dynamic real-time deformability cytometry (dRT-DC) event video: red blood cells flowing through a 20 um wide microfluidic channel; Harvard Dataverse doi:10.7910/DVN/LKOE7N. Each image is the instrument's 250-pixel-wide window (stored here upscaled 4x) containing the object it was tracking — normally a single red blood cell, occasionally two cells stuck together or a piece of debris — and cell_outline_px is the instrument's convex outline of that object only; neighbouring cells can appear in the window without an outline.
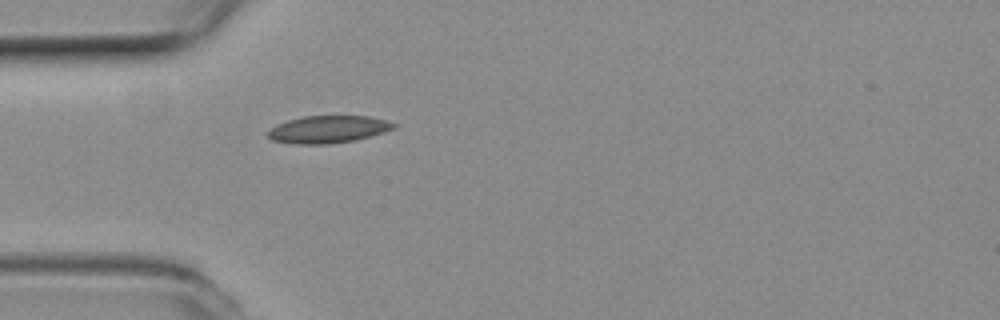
{"species": "common noctule bat (a hibernating species)", "species_latin": "Nyctalus noctula", "temperature_condition": "room temperature", "stored_images_in_passage": 11, "camera_frame_rate_fps": 3000, "um_per_image_px": 0.085, "animal": {"sex": "female", "body_mass_g": 19.3, "forearm_length_mm": 54.1}, "frame": {"image": 1, "passage_image": 1, "time_ms": 0.0, "image_size_px": [1000, 320], "cell_outline_px": [[396, 124], [392, 128], [384, 132], [356, 140], [328, 144], [296, 144], [272, 140], [268, 136], [268, 132], [272, 128], [288, 120], [304, 116], [368, 116], [384, 120]], "centroid_in_image_um": [27.88, 11.0], "position_along_channel_um": 57.1, "area_um2": 19.71}}
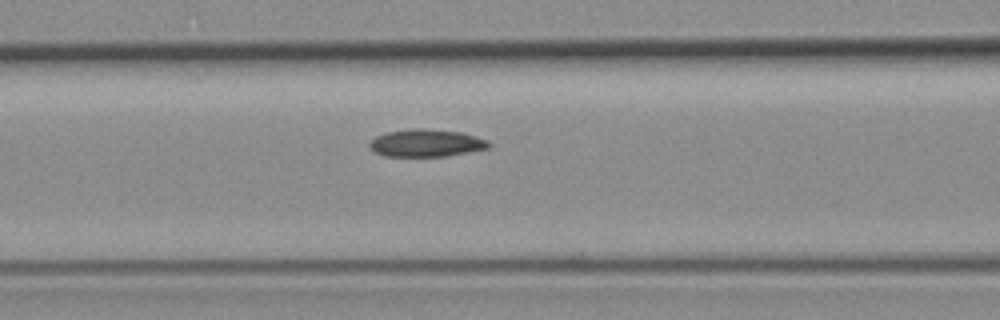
{"frame": {"image": 2, "passage_image": 7, "time_ms": 2.0, "image_size_px": [1000, 320], "cell_outline_px": [[492, 144], [488, 148], [448, 156], [384, 156], [376, 152], [368, 144], [376, 136], [388, 132], [412, 128], [424, 128], [460, 132], [476, 136], [488, 140]], "centroid_in_image_um": [36.26, 12.15], "position_along_channel_um": 130.3, "area_um2": 19.02}}
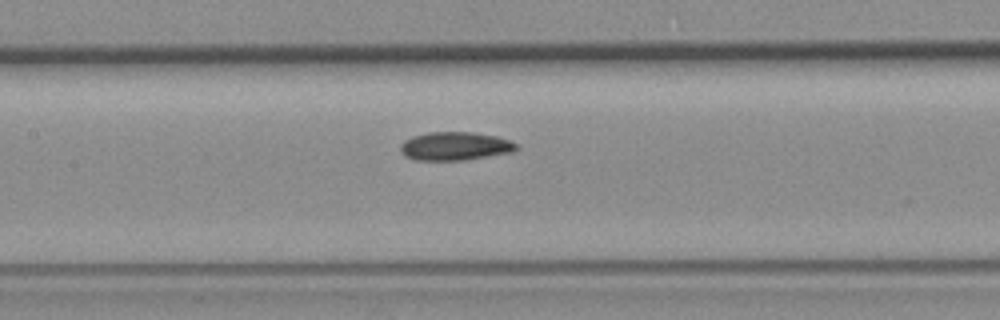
{"frame": {"image": 3, "passage_image": 10, "time_ms": 3.0, "image_size_px": [1000, 320], "cell_outline_px": [[520, 148], [512, 152], [464, 160], [416, 160], [404, 156], [400, 148], [400, 144], [404, 140], [412, 136], [428, 132], [472, 132], [496, 136], [508, 140], [516, 144]], "centroid_in_image_um": [38.65, 12.42], "position_along_channel_um": 168.7, "area_um2": 19.19}}